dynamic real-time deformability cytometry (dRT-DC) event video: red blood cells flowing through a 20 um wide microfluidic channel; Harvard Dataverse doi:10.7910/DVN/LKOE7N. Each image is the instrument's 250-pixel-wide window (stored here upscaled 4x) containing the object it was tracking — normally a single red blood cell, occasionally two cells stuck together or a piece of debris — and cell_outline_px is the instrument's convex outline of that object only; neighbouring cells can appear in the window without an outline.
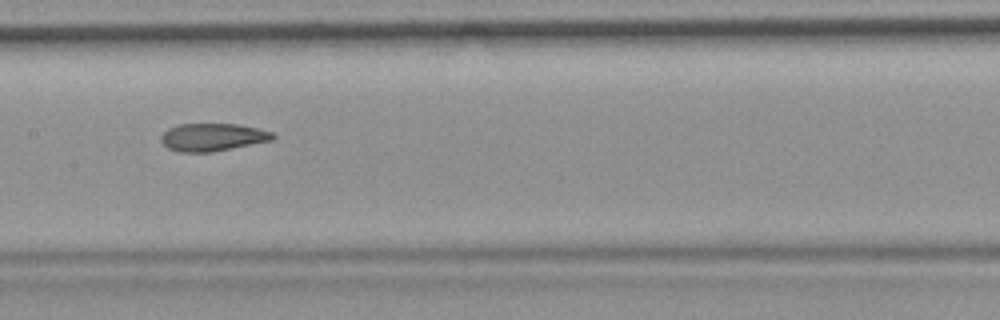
{"species": "common noctule bat (a hibernating species)", "species_latin": "Nyctalus noctula", "temperature_condition": "room temperature", "stored_images_in_passage": 11, "camera_frame_rate_fps": 3000, "um_per_image_px": 0.085, "animal": {"sex": "female", "body_mass_g": 19.9}, "frame": {"image": 1, "passage_image": 4, "time_ms": 4.333, "image_size_px": [1000, 320], "cell_outline_px": [[276, 136], [272, 140], [212, 152], [180, 152], [168, 148], [160, 140], [160, 136], [168, 128], [180, 124], [236, 124], [256, 128], [272, 132]], "centroid_in_image_um": [18.04, 11.66], "position_along_channel_um": 189.4, "area_um2": 17.92}, "authors_computed_cell_mechanics": {"area_um2": 18.6694, "velocity_mm_per_s": 3.7027, "shape_relaxation_time_tau1_ms": null, "shape_relaxation_time_tau2_ms": 2.8518, "deformation_change_tau1": null, "deformation_change_tau2": 0.0754}}